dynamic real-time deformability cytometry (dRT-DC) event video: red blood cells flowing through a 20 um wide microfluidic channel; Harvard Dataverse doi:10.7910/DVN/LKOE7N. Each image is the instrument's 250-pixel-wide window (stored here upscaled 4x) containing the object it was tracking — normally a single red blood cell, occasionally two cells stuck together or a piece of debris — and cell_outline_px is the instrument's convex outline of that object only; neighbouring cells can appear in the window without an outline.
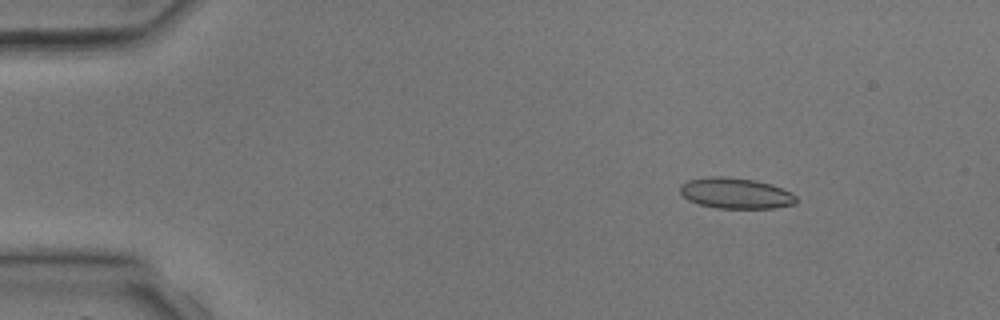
{"species": "common noctule bat (a hibernating species)", "species_latin": "Nyctalus noctula", "temperature_condition": "room temperature", "stored_images_in_passage": 3, "camera_frame_rate_fps": 3000, "um_per_image_px": 0.085, "animal": {"sex": "male", "body_mass_g": 17.9, "forearm_length_mm": 54.2}, "frame": {"image": 1, "passage_image": 1, "time_ms": 0.0, "image_size_px": [1000, 320], "cell_outline_px": [[796, 204], [776, 208], [716, 208], [700, 204], [688, 200], [680, 192], [680, 184], [688, 180], [712, 176], [720, 176], [756, 180], [772, 184], [792, 192], [796, 196]], "centroid_in_image_um": [62.56, 16.42], "position_along_channel_um": 22.4, "area_um2": 20.92}}
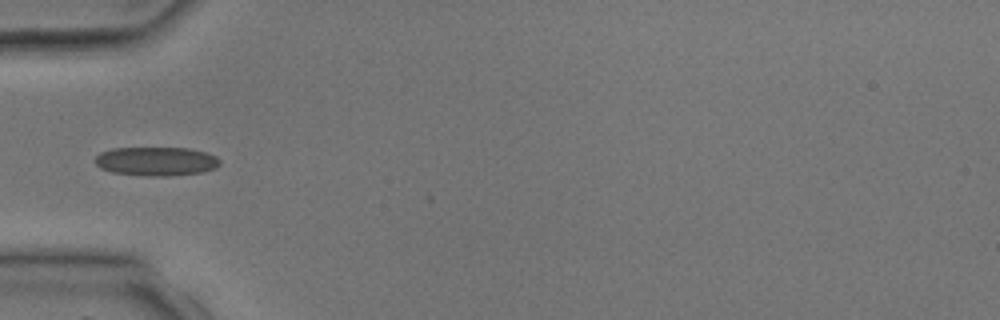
{"frame": {"image": 2, "passage_image": 3, "time_ms": 2.667, "image_size_px": [1000, 320], "cell_outline_px": [[220, 164], [216, 168], [200, 172], [168, 176], [148, 176], [112, 172], [100, 168], [96, 164], [96, 156], [100, 152], [112, 148], [188, 148], [204, 152], [216, 156], [220, 160]], "centroid_in_image_um": [13.27, 13.71], "position_along_channel_um": 71.7, "area_um2": 20.92}}